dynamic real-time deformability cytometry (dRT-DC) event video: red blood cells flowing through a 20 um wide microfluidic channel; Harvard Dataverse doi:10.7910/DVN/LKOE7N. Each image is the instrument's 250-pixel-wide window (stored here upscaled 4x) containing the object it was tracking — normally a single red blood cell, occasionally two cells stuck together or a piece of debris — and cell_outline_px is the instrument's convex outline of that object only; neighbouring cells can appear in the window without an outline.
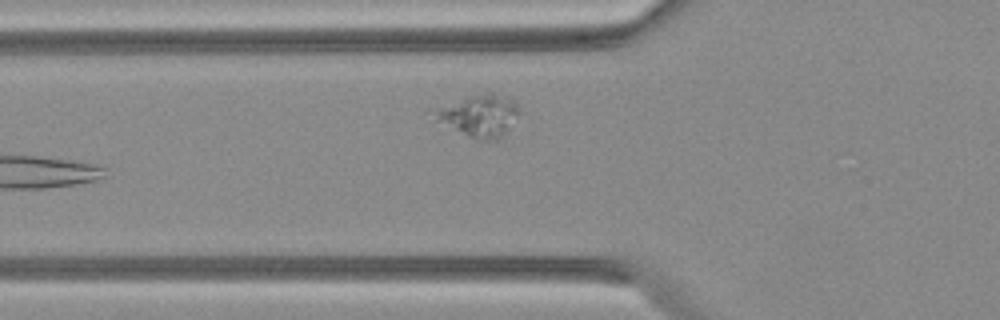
{"species": "Egyptian fruit bat (a non-hibernating species)", "species_latin": "Rousettus aegyptiacus", "temperature_condition": "warm", "stored_images_in_passage": 5, "camera_frame_rate_fps": 3000, "um_per_image_px": 0.085, "animal": {"sex": "female"}, "frame": {"image": 1, "passage_image": 5, "time_ms": 1.333, "image_size_px": [1000, 320], "cell_outline_px": [[520, 112], [500, 140], [476, 140], [432, 120], [428, 112], [488, 92], [512, 100], [520, 108]], "centroid_in_image_um": [40.71, 9.9], "position_along_channel_um": 85.1, "area_um2": 20.29}}